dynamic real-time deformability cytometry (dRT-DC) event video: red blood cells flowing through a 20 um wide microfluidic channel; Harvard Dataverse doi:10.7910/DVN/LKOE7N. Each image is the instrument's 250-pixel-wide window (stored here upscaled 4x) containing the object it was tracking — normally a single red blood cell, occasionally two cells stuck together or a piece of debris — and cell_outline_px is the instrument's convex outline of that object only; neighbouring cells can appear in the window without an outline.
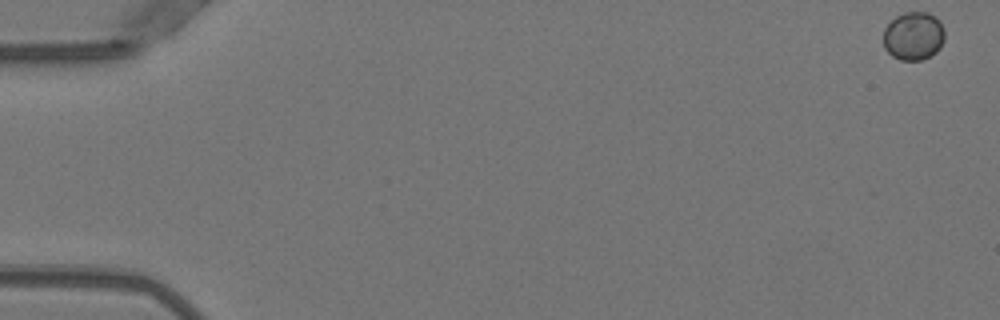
{"species": "Egyptian fruit bat (a non-hibernating species)", "species_latin": "Rousettus aegyptiacus", "temperature_condition": "warm", "stored_images_in_passage": 13, "camera_frame_rate_fps": 3000, "um_per_image_px": 0.085, "animal": {"sex": "female"}, "frame": {"image": 1, "passage_image": 1, "time_ms": 0.0, "image_size_px": [1000, 320], "cell_outline_px": [[944, 40], [940, 48], [936, 52], [920, 60], [900, 60], [892, 56], [884, 48], [884, 28], [896, 16], [904, 12], [928, 12], [936, 16], [940, 20], [944, 28]], "centroid_in_image_um": [77.66, 3.04], "position_along_channel_um": 7.3, "area_um2": 17.4}}
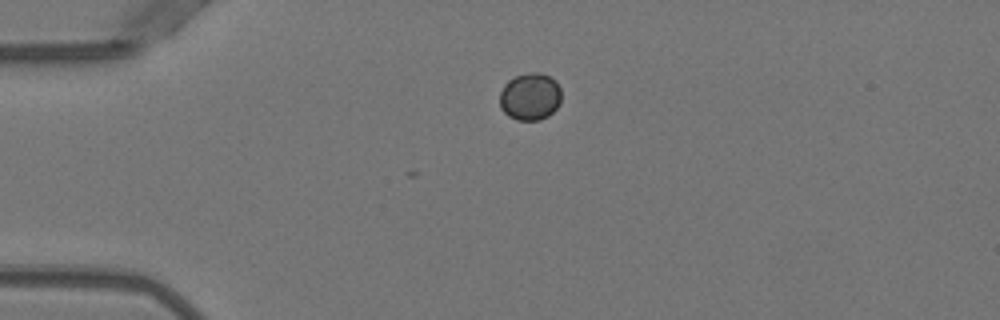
{"frame": {"image": 2, "passage_image": 13, "time_ms": 4.0, "image_size_px": [1000, 320], "cell_outline_px": [[560, 104], [548, 116], [540, 120], [516, 120], [508, 116], [500, 108], [500, 92], [504, 84], [508, 80], [516, 76], [528, 72], [540, 72], [556, 80], [560, 88]], "centroid_in_image_um": [45.05, 8.21], "position_along_channel_um": 40.0, "area_um2": 17.17}}